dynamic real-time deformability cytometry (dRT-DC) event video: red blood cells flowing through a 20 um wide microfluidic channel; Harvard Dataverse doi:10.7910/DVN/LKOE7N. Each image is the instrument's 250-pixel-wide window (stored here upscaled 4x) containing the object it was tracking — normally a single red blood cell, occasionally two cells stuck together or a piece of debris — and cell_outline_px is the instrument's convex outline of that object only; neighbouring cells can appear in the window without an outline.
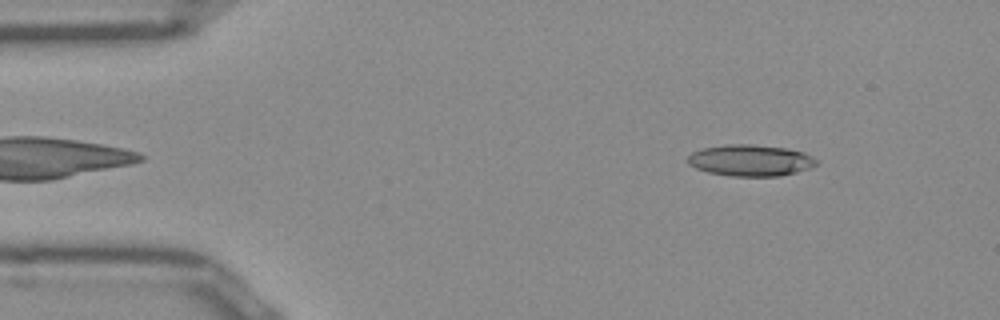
{"species": "Egyptian fruit bat (a non-hibernating species)", "species_latin": "Rousettus aegyptiacus", "temperature_condition": "room temperature", "stored_images_in_passage": 47, "camera_frame_rate_fps": 3000, "um_per_image_px": 0.085, "frame": {"image": 1, "passage_image": 3, "time_ms": 0.667, "image_size_px": [1000, 320], "cell_outline_px": [[816, 164], [808, 168], [796, 172], [780, 176], [732, 176], [708, 172], [696, 168], [688, 164], [688, 156], [692, 152], [704, 148], [724, 144], [752, 144], [784, 148], [804, 152], [816, 160]], "centroid_in_image_um": [63.75, 13.63], "position_along_channel_um": 21.2, "area_um2": 23.35}}
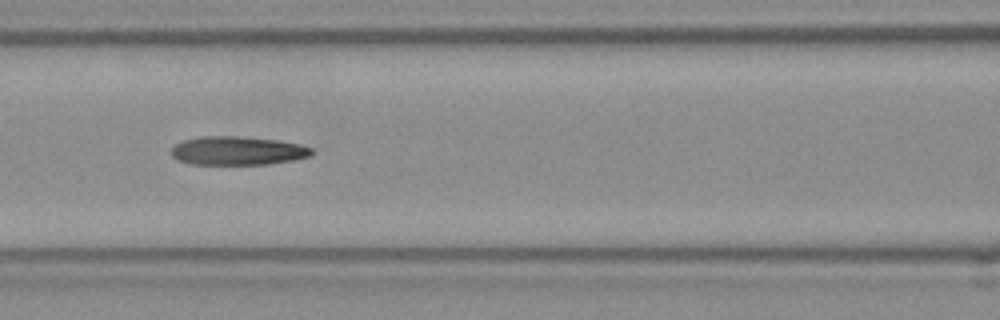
{"frame": {"image": 2, "passage_image": 18, "time_ms": 5.667, "image_size_px": [1000, 320], "cell_outline_px": [[312, 152], [308, 156], [292, 160], [268, 164], [192, 164], [180, 160], [172, 156], [172, 148], [176, 144], [184, 140], [200, 136], [236, 136], [276, 140], [300, 144], [312, 148]], "centroid_in_image_um": [20.18, 12.81], "position_along_channel_um": 146.4, "area_um2": 23.12}}
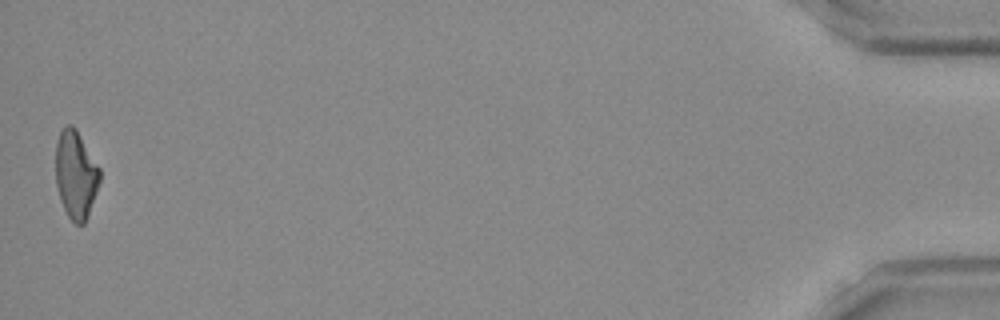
{"frame": {"image": 3, "passage_image": 47, "time_ms": 15.333, "image_size_px": [1000, 320], "cell_outline_px": [[100, 180], [88, 216], [84, 224], [76, 224], [68, 216], [60, 200], [56, 184], [56, 144], [60, 132], [68, 124], [72, 124], [76, 128], [100, 168]], "centroid_in_image_um": [6.44, 14.84], "position_along_channel_um": 428.8, "area_um2": 22.48}, "authors_computed_cell_mechanics": {"area_um2": 23.3512, "velocity_mm_per_s": 3.9501, "shape_relaxation_time_tau1_ms": null, "shape_relaxation_time_tau2_ms": 9.8485, "deformation_change_tau1": null, "deformation_change_tau2": 0.2621}}